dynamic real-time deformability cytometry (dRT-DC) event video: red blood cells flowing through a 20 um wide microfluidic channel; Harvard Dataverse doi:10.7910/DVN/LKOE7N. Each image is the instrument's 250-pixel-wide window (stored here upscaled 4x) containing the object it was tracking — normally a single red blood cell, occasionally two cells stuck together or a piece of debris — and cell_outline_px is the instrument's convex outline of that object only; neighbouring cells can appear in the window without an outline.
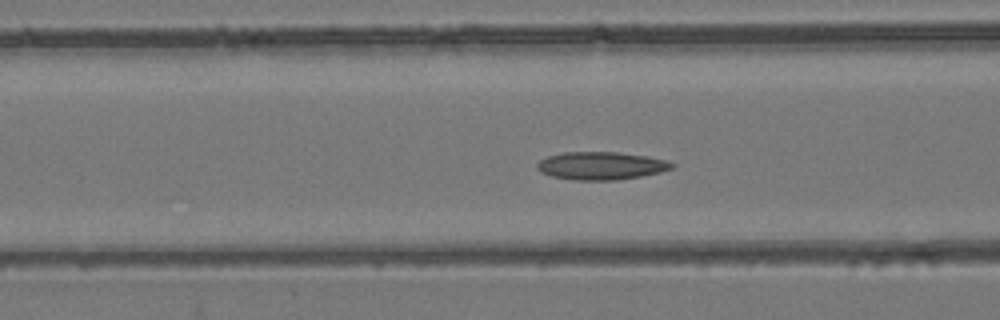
{"species": "common noctule bat (a hibernating species)", "species_latin": "Nyctalus noctula", "temperature_condition": "room temperature", "stored_images_in_passage": 50, "camera_frame_rate_fps": 3000, "um_per_image_px": 0.085, "animal": {"sex": "female", "body_mass_g": 24.6, "forearm_length_mm": 56.2}, "frame": {"image": 1, "passage_image": 17, "time_ms": 5.333, "image_size_px": [1000, 320], "cell_outline_px": [[676, 164], [672, 168], [660, 172], [640, 176], [616, 180], [572, 180], [552, 176], [540, 172], [536, 168], [536, 164], [540, 160], [548, 156], [564, 152], [616, 152], [648, 156], [668, 160]], "centroid_in_image_um": [51.09, 14.08], "position_along_channel_um": 115.5, "area_um2": 21.96}}
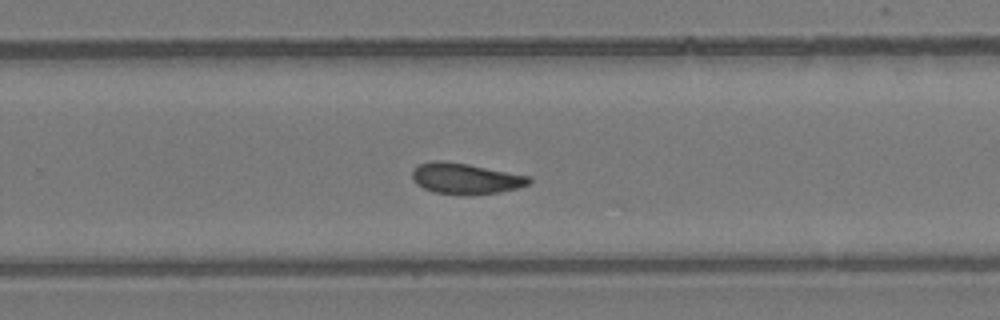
{"frame": {"image": 2, "passage_image": 31, "time_ms": 10.0, "image_size_px": [1000, 320], "cell_outline_px": [[532, 180], [528, 184], [520, 188], [500, 192], [472, 196], [432, 192], [416, 184], [412, 176], [412, 172], [420, 164], [432, 160], [440, 160], [468, 164], [528, 176]], "centroid_in_image_um": [39.57, 15.19], "position_along_channel_um": 290.2, "area_um2": 21.1}}
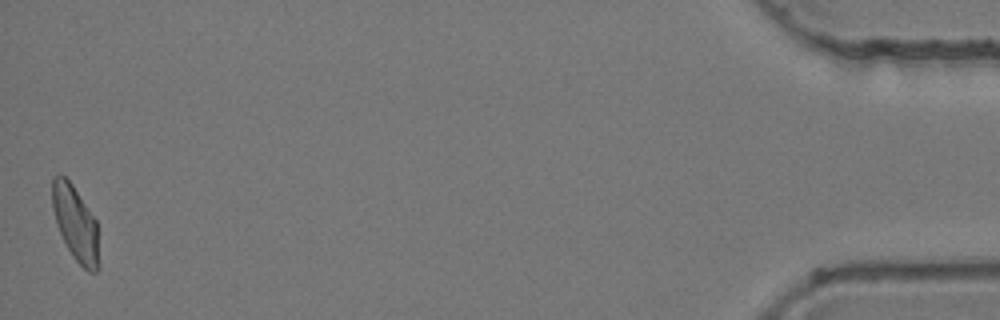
{"frame": {"image": 3, "passage_image": 50, "time_ms": 16.333, "image_size_px": [1000, 320], "cell_outline_px": [[100, 268], [96, 272], [88, 272], [72, 256], [56, 224], [52, 208], [52, 180], [56, 176], [64, 176], [72, 184], [96, 220], [100, 264]], "centroid_in_image_um": [6.44, 19.04], "position_along_channel_um": 428.8, "area_um2": 20.29}, "authors_computed_cell_mechanics": {"area_um2": 21.1837, "velocity_mm_per_s": 3.7494, "shape_relaxation_time_tau1_ms": 7.0493, "shape_relaxation_time_tau2_ms": 3.5249, "deformation_change_tau1": 0.1638, "deformation_change_tau2": 0.0843}}